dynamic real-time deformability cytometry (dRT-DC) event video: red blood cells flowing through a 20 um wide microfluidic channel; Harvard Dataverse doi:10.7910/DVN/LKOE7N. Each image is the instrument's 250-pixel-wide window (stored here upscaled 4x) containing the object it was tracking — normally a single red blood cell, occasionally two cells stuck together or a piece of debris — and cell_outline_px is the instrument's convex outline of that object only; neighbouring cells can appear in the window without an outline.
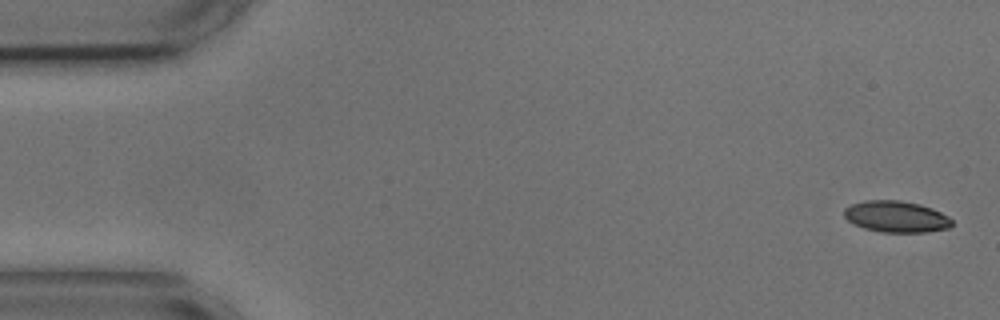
{"species": "common noctule bat (a hibernating species)", "species_latin": "Nyctalus noctula", "temperature_condition": "cold", "stored_images_in_passage": 3, "camera_frame_rate_fps": 3000, "um_per_image_px": 0.085, "animal": {"sex": "male", "body_mass_g": 17.9, "forearm_length_mm": 54.2}, "frame": {"image": 1, "passage_image": 1, "time_ms": 0.0, "image_size_px": [1000, 320], "cell_outline_px": [[952, 224], [948, 228], [928, 232], [880, 232], [864, 228], [852, 224], [844, 216], [844, 208], [852, 204], [864, 200], [900, 200], [920, 204], [932, 208], [948, 216], [952, 220]], "centroid_in_image_um": [76.16, 18.41], "position_along_channel_um": 8.8, "area_um2": 19.83}}